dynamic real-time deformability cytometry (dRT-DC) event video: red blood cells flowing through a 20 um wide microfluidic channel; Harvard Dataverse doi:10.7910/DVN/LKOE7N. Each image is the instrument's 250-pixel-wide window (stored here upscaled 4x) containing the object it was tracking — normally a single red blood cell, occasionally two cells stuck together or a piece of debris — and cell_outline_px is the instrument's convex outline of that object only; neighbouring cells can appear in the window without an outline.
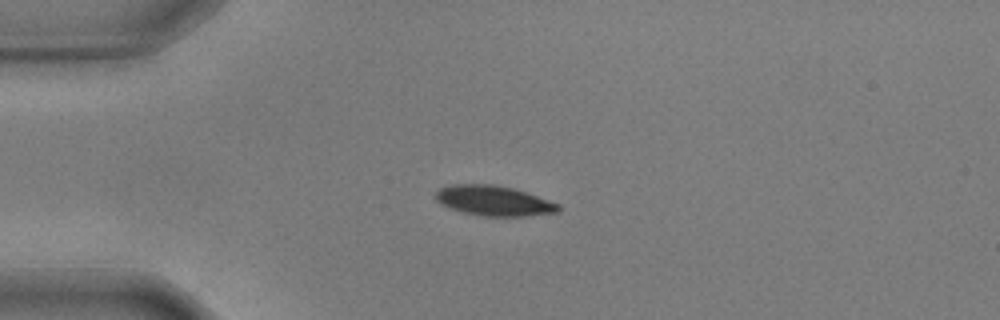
{"species": "common noctule bat (a hibernating species)", "species_latin": "Nyctalus noctula", "temperature_condition": "warm", "stored_images_in_passage": 43, "camera_frame_rate_fps": 3000, "um_per_image_px": 0.085, "animal": {"sex": "male", "body_mass_g": 17.9, "forearm_length_mm": 54.2}, "frame": {"image": 1, "passage_image": 1, "time_ms": 0.0, "image_size_px": [1000, 320], "cell_outline_px": [[560, 212], [524, 216], [484, 216], [464, 212], [448, 208], [440, 204], [436, 200], [436, 192], [440, 188], [452, 184], [492, 184], [512, 188], [560, 204]], "centroid_in_image_um": [41.95, 17.06], "position_along_channel_um": 43.0, "area_um2": 21.39}}
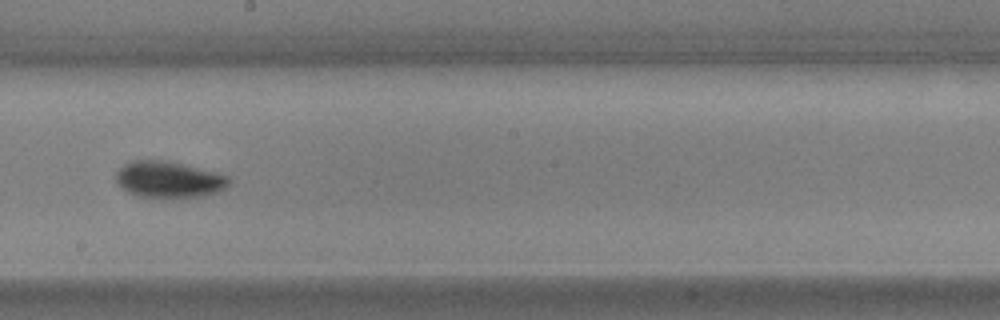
{"frame": {"image": 2, "passage_image": 19, "time_ms": 6.0, "image_size_px": [1000, 320], "cell_outline_px": [[232, 184], [216, 192], [204, 196], [140, 196], [128, 192], [116, 184], [116, 172], [124, 164], [132, 160], [168, 160], [228, 176], [232, 180]], "centroid_in_image_um": [14.34, 15.23], "position_along_channel_um": 233.9, "area_um2": 23.64}}
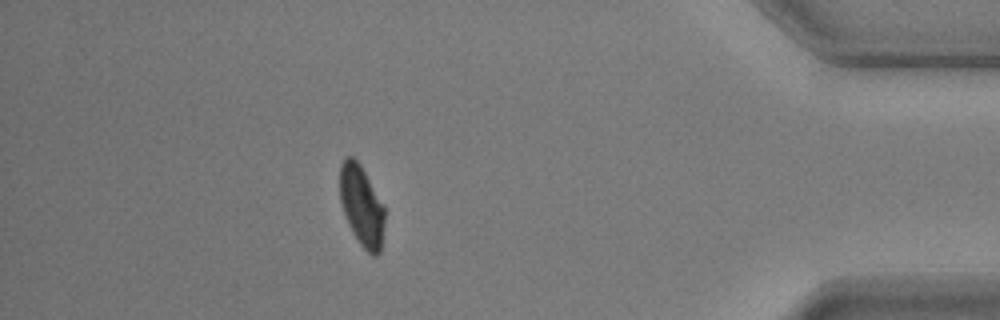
{"frame": {"image": 3, "passage_image": 37, "time_ms": 12.0, "image_size_px": [1000, 320], "cell_outline_px": [[384, 224], [380, 252], [376, 256], [372, 256], [360, 244], [352, 232], [348, 224], [340, 204], [340, 164], [344, 156], [352, 156], [360, 164], [384, 204]], "centroid_in_image_um": [30.73, 17.48], "position_along_channel_um": 404.5, "area_um2": 21.21}, "authors_computed_cell_mechanics": {"area_um2": 22.5998, "velocity_mm_per_s": 3.5695, "shape_relaxation_time_tau1_ms": 2.2706, "shape_relaxation_time_tau2_ms": 2.3421, "deformation_change_tau1": 0.1348, "deformation_change_tau2": 0.0482}}